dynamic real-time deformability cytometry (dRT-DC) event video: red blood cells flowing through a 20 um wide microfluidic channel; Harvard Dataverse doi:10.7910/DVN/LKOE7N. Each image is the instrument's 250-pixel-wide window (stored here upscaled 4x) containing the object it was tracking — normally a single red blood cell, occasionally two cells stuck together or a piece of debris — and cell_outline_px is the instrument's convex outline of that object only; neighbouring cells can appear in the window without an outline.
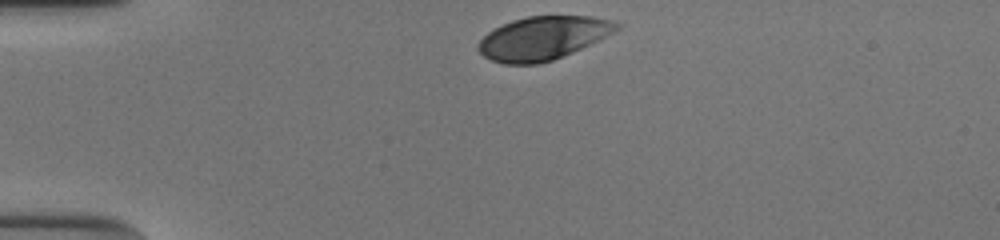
{"species": "human", "species_latin": "Homo sapiens", "temperature_condition": "cold", "stored_images_in_passage": 32, "camera_frame_rate_fps": 3000, "um_per_image_px": 0.085, "donor": {"sex": "male"}, "frame": {"image": 1, "passage_image": 1, "time_ms": 0.0, "image_size_px": [1000, 240], "cell_outline_px": [[624, 24], [620, 28], [572, 52], [552, 60], [536, 64], [504, 64], [492, 60], [484, 56], [476, 48], [476, 44], [488, 32], [512, 20], [528, 16], [588, 16], [612, 20]], "centroid_in_image_um": [46.12, 3.23], "position_along_channel_um": 38.9, "area_um2": 34.56}}
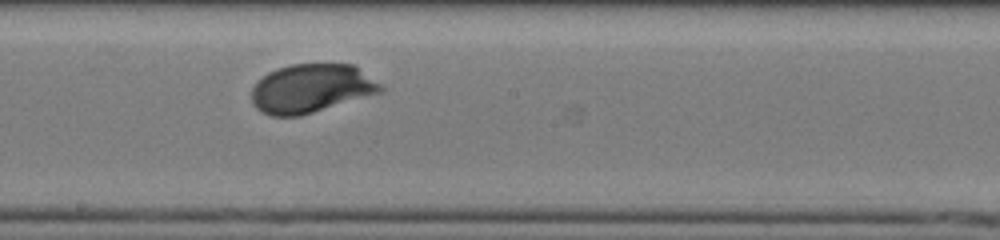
{"frame": {"image": 2, "passage_image": 19, "time_ms": 6.0, "image_size_px": [1000, 240], "cell_outline_px": [[384, 88], [380, 92], [300, 116], [272, 116], [260, 112], [252, 104], [252, 88], [256, 80], [268, 72], [276, 68], [292, 64], [356, 64], [380, 84]], "centroid_in_image_um": [26.41, 7.51], "position_along_channel_um": 221.8, "area_um2": 36.7}}
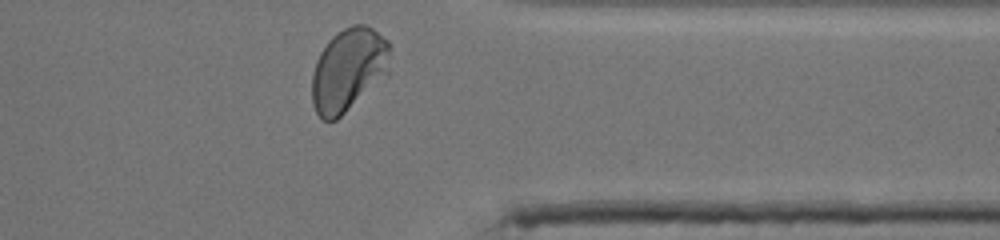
{"frame": {"image": 3, "passage_image": 32, "time_ms": 10.333, "image_size_px": [1000, 240], "cell_outline_px": [[392, 48], [388, 76], [336, 120], [324, 120], [316, 112], [312, 104], [312, 72], [316, 60], [320, 52], [328, 40], [336, 32], [352, 24], [364, 24], [372, 28], [388, 40]], "centroid_in_image_um": [29.65, 5.91], "position_along_channel_um": 381.8, "area_um2": 38.55}, "authors_computed_cell_mechanics": {"area_um2": 36.6163, "velocity_mm_per_s": 3.804, "shape_relaxation_time_tau1_ms": 2.3175, "shape_relaxation_time_tau2_ms": null, "deformation_change_tau1": 0.1383, "deformation_change_tau2": null}}